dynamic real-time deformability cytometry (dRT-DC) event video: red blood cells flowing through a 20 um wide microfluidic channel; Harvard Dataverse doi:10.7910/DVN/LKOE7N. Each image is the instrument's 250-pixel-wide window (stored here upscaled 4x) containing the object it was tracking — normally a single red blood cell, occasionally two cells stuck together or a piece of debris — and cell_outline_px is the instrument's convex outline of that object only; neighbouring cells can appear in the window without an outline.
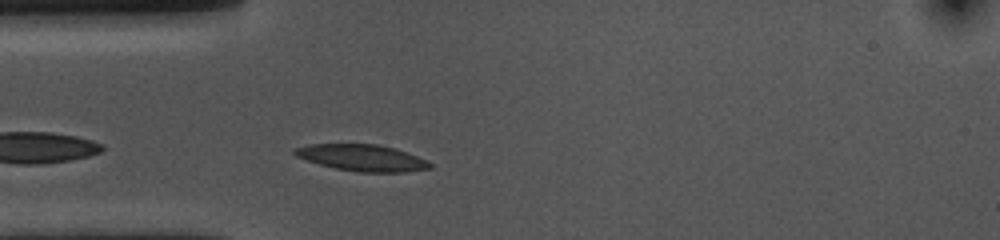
{"species": "common noctule bat (a hibernating species)", "species_latin": "Nyctalus noctula", "temperature_condition": "cold", "stored_images_in_passage": 33, "camera_frame_rate_fps": 3000, "um_per_image_px": 0.085, "animal": {"sex": "female", "body_mass_g": 10.0, "forearm_length_mm": 53.1}, "frame": {"image": 1, "passage_image": 3, "time_ms": 0.667, "image_size_px": [1000, 240], "cell_outline_px": [[432, 168], [404, 172], [360, 172], [336, 168], [320, 164], [296, 156], [292, 152], [296, 148], [308, 144], [380, 144], [396, 148], [416, 156], [432, 164]], "centroid_in_image_um": [30.79, 13.4], "position_along_channel_um": 54.2, "area_um2": 20.69}}
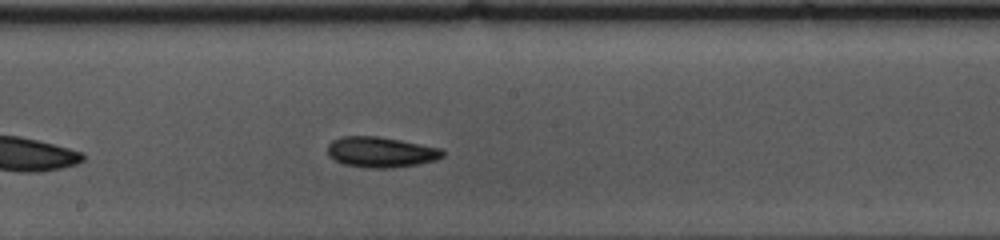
{"frame": {"image": 2, "passage_image": 17, "time_ms": 5.333, "image_size_px": [1000, 240], "cell_outline_px": [[444, 156], [436, 160], [420, 164], [392, 168], [368, 168], [344, 164], [328, 156], [328, 144], [332, 140], [340, 136], [376, 136], [400, 140], [444, 148]], "centroid_in_image_um": [32.4, 12.93], "position_along_channel_um": 215.8, "area_um2": 20.69}}
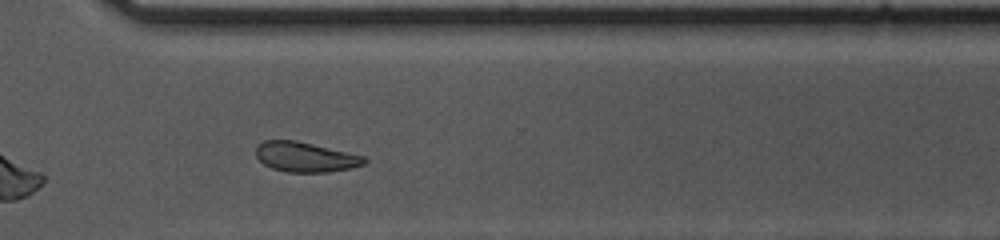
{"frame": {"image": 3, "passage_image": 28, "time_ms": 9.0, "image_size_px": [1000, 240], "cell_outline_px": [[368, 160], [364, 164], [352, 168], [328, 172], [284, 172], [272, 168], [264, 164], [256, 156], [256, 144], [264, 140], [296, 140], [364, 156]], "centroid_in_image_um": [25.94, 13.34], "position_along_channel_um": 344.7, "area_um2": 18.96}, "authors_computed_cell_mechanics": {"area_um2": 19.8832, "velocity_mm_per_s": 3.5216, "shape_relaxation_time_tau1_ms": 5.5373, "shape_relaxation_time_tau2_ms": 3.9541, "deformation_change_tau1": 0.1118, "deformation_change_tau2": 0.0993}}